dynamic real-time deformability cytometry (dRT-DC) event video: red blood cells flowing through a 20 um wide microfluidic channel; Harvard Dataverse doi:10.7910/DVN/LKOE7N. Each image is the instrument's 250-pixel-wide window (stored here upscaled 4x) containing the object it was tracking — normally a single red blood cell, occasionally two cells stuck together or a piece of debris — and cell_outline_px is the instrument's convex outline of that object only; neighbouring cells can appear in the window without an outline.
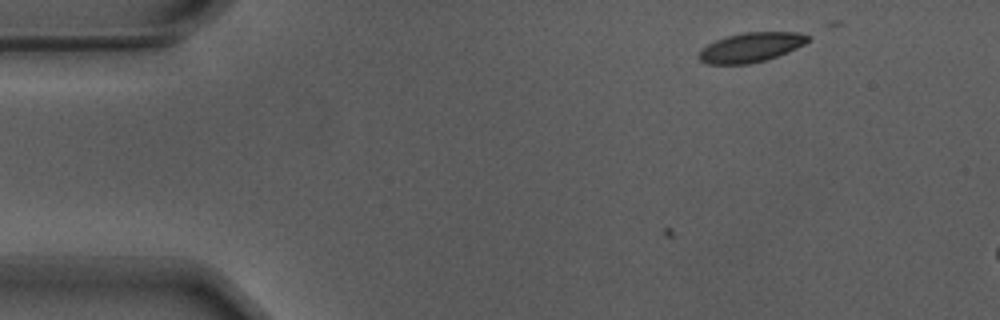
{"species": "Egyptian fruit bat (a non-hibernating species)", "species_latin": "Rousettus aegyptiacus", "temperature_condition": "warm", "stored_images_in_passage": 2, "camera_frame_rate_fps": 3000, "um_per_image_px": 0.085, "animal": {"sex": "male"}, "frame": {"image": 1, "passage_image": 2, "time_ms": 0.333, "image_size_px": [1000, 320], "cell_outline_px": [[808, 40], [804, 44], [788, 52], [764, 60], [748, 64], [708, 64], [700, 60], [696, 56], [700, 48], [716, 40], [728, 36], [744, 32], [800, 32], [808, 36]], "centroid_in_image_um": [63.78, 4.02], "position_along_channel_um": 21.2, "area_um2": 18.67}}